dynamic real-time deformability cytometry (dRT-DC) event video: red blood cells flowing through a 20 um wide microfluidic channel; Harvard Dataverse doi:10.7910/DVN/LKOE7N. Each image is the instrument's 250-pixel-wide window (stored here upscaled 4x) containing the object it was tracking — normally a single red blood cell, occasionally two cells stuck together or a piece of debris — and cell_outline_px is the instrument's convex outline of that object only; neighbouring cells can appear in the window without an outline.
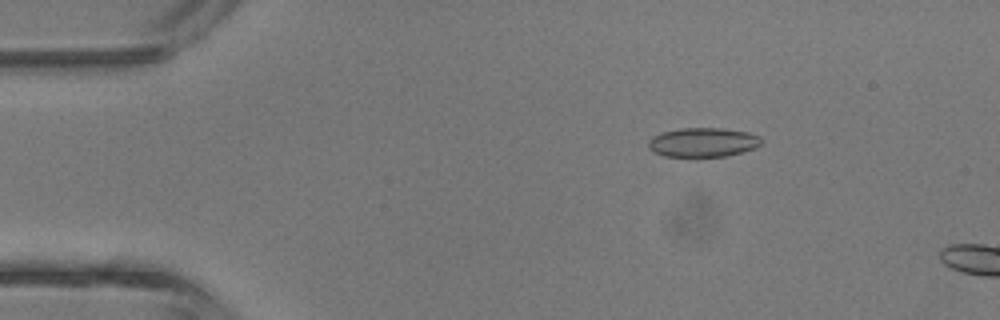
{"species": "common noctule bat (a hibernating species)", "species_latin": "Nyctalus noctula", "temperature_condition": "room temperature", "stored_images_in_passage": 10, "camera_frame_rate_fps": 3000, "um_per_image_px": 0.085, "animal": {"sex": "male", "body_mass_g": 13.3}, "frame": {"image": 1, "passage_image": 7, "time_ms": 2.0, "image_size_px": [1000, 320], "cell_outline_px": [[764, 140], [756, 148], [744, 152], [724, 156], [696, 160], [692, 160], [664, 156], [652, 152], [648, 148], [648, 140], [652, 136], [664, 132], [680, 128], [724, 128], [748, 132], [760, 136]], "centroid_in_image_um": [59.73, 12.15], "position_along_channel_um": 25.3, "area_um2": 20.35}}